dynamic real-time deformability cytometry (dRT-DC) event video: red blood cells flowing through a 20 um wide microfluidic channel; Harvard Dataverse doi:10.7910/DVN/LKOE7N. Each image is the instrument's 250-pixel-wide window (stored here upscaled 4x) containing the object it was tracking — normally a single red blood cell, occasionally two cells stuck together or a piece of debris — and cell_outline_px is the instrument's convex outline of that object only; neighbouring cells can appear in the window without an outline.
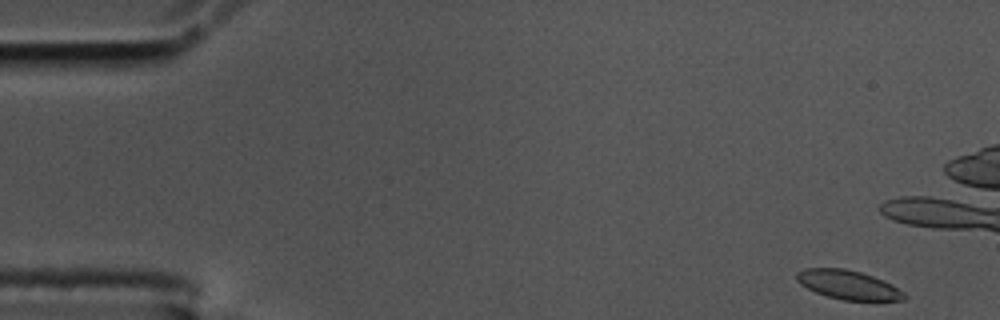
{"species": "common noctule bat (a hibernating species)", "species_latin": "Nyctalus noctula", "temperature_condition": "cold", "stored_images_in_passage": 57, "camera_frame_rate_fps": 3000, "um_per_image_px": 0.085, "animal": {"sex": "male", "body_mass_g": 17.5, "forearm_length_mm": 52.3}, "frame": {"image": 1, "passage_image": 1, "time_ms": 0.0, "image_size_px": [1000, 320], "cell_outline_px": [[908, 296], [904, 300], [844, 300], [828, 296], [816, 292], [800, 284], [796, 280], [796, 272], [804, 268], [844, 268], [860, 272], [884, 280], [892, 284], [904, 292]], "centroid_in_image_um": [72.1, 24.2], "position_along_channel_um": 12.9, "area_um2": 18.15}}
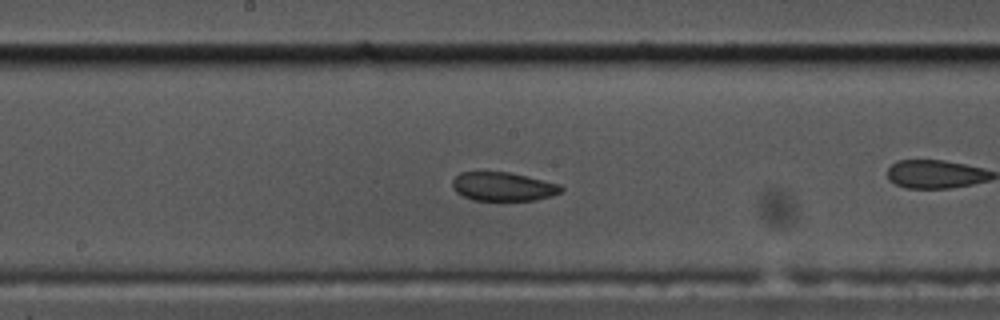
{"frame": {"image": 2, "passage_image": 28, "time_ms": 9.0, "image_size_px": [1000, 320], "cell_outline_px": [[564, 188], [560, 192], [552, 196], [536, 200], [472, 200], [456, 192], [452, 188], [452, 180], [460, 172], [508, 172], [528, 176], [560, 184]], "centroid_in_image_um": [42.77, 15.86], "position_along_channel_um": 205.4, "area_um2": 18.26}}
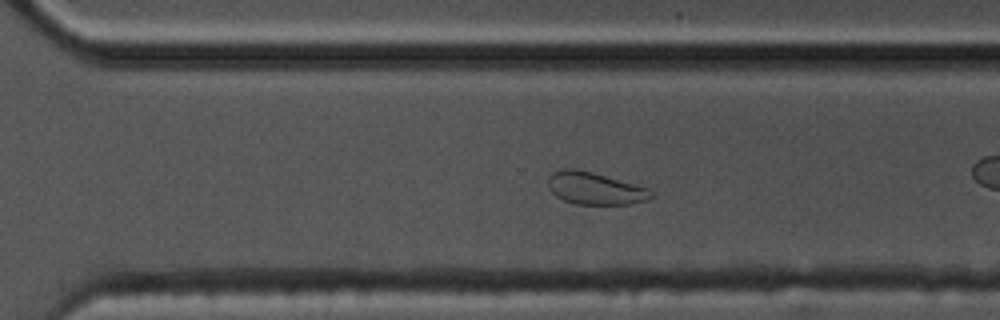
{"frame": {"image": 3, "passage_image": 38, "time_ms": 12.333, "image_size_px": [1000, 320], "cell_outline_px": [[656, 196], [648, 200], [632, 204], [576, 204], [564, 200], [556, 196], [548, 188], [548, 176], [552, 172], [564, 168], [576, 168], [592, 172], [648, 188]], "centroid_in_image_um": [50.57, 16.01], "position_along_channel_um": 320.0, "area_um2": 19.48}, "authors_computed_cell_mechanics": {"area_um2": 19.4208, "velocity_mm_per_s": 3.4407, "shape_relaxation_time_tau1_ms": 5.9052, "shape_relaxation_time_tau2_ms": 2.5752, "deformation_change_tau1": 0.1318, "deformation_change_tau2": 0.0734}}